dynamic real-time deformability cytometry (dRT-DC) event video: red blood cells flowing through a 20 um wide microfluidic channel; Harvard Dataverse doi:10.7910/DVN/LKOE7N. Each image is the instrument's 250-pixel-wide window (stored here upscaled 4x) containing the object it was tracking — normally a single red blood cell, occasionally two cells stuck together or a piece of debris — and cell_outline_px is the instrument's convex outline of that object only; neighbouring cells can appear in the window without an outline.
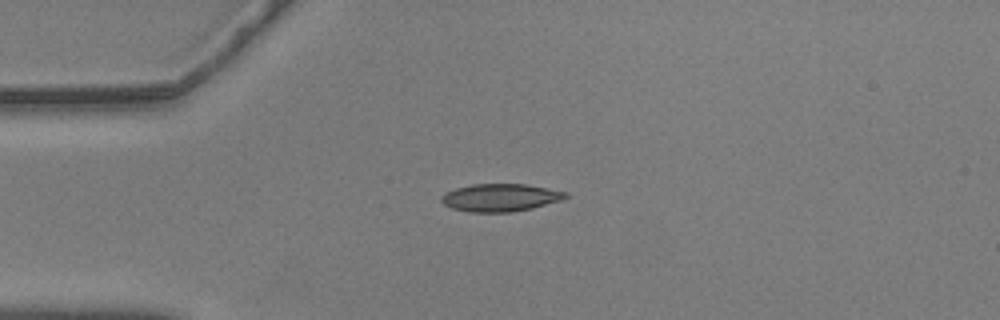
{"species": "common noctule bat (a hibernating species)", "species_latin": "Nyctalus noctula", "temperature_condition": "warm", "stored_images_in_passage": 32, "camera_frame_rate_fps": 3000, "um_per_image_px": 0.085, "animal": {"sex": "male", "body_mass_g": 20.5, "forearm_length_mm": 52.5}, "frame": {"image": 1, "passage_image": 1, "time_ms": 0.0, "image_size_px": [1000, 320], "cell_outline_px": [[568, 196], [560, 200], [532, 208], [512, 212], [468, 212], [452, 208], [444, 204], [440, 200], [440, 196], [456, 188], [472, 184], [524, 184], [568, 192]], "centroid_in_image_um": [42.51, 16.8], "position_along_channel_um": 42.5, "area_um2": 19.88}}
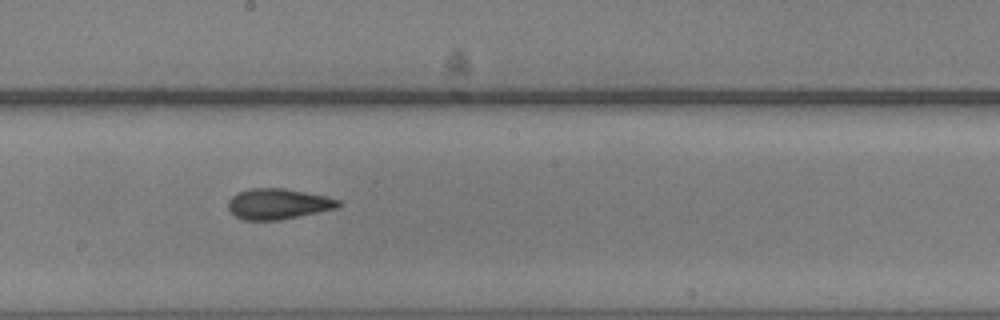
{"frame": {"image": 2, "passage_image": 18, "time_ms": 5.667, "image_size_px": [1000, 320], "cell_outline_px": [[340, 208], [280, 220], [244, 220], [236, 216], [228, 208], [228, 200], [236, 192], [248, 188], [284, 188], [324, 196], [340, 200]], "centroid_in_image_um": [23.63, 17.33], "position_along_channel_um": 224.6, "area_um2": 19.77}}
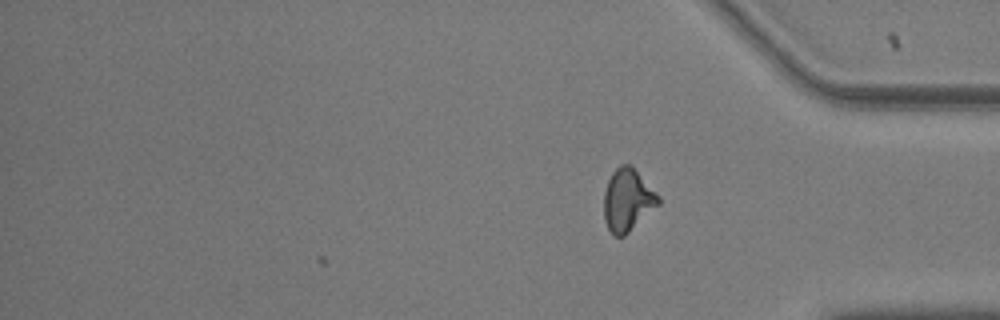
{"frame": {"image": 3, "passage_image": 32, "time_ms": 10.333, "image_size_px": [1000, 320], "cell_outline_px": [[660, 204], [624, 236], [616, 236], [608, 228], [604, 220], [604, 192], [608, 180], [612, 172], [620, 164], [628, 164], [660, 196]], "centroid_in_image_um": [53.33, 17.02], "position_along_channel_um": 381.9, "area_um2": 19.48}, "authors_computed_cell_mechanics": {"area_um2": 19.5075, "velocity_mm_per_s": 3.5769, "shape_relaxation_time_tau1_ms": 3.2745, "shape_relaxation_time_tau2_ms": 2.3965, "deformation_change_tau1": 0.1512, "deformation_change_tau2": 0.1102}}